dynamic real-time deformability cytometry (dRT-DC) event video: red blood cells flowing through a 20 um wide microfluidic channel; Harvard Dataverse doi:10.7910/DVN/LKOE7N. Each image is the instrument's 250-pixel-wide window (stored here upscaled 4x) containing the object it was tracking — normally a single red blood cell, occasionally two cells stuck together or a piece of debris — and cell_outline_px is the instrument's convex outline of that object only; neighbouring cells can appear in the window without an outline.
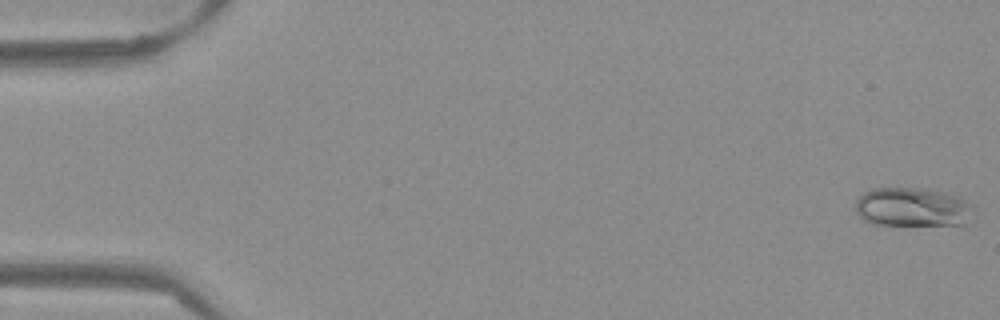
{"species": "Egyptian fruit bat (a non-hibernating species)", "species_latin": "Rousettus aegyptiacus", "temperature_condition": "warm", "stored_images_in_passage": 53, "camera_frame_rate_fps": 3000, "um_per_image_px": 0.085, "frame": {"image": 1, "passage_image": 1, "time_ms": 0.0, "image_size_px": [1000, 320], "cell_outline_px": [[968, 204], [964, 224], [872, 224], [864, 220], [856, 212], [856, 200], [864, 192], [872, 188], [920, 188], [944, 192], [960, 196]], "centroid_in_image_um": [77.42, 17.58], "position_along_channel_um": 7.6, "area_um2": 25.95}}
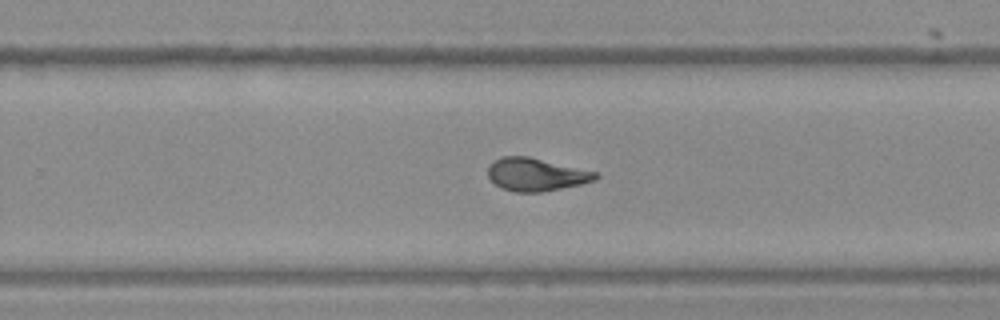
{"frame": {"image": 2, "passage_image": 34, "time_ms": 11.0, "image_size_px": [1000, 320], "cell_outline_px": [[600, 176], [596, 180], [580, 184], [540, 192], [516, 192], [500, 188], [488, 176], [488, 164], [492, 160], [500, 156], [528, 156], [600, 172]], "centroid_in_image_um": [45.57, 14.81], "position_along_channel_um": 284.2, "area_um2": 20.87}}
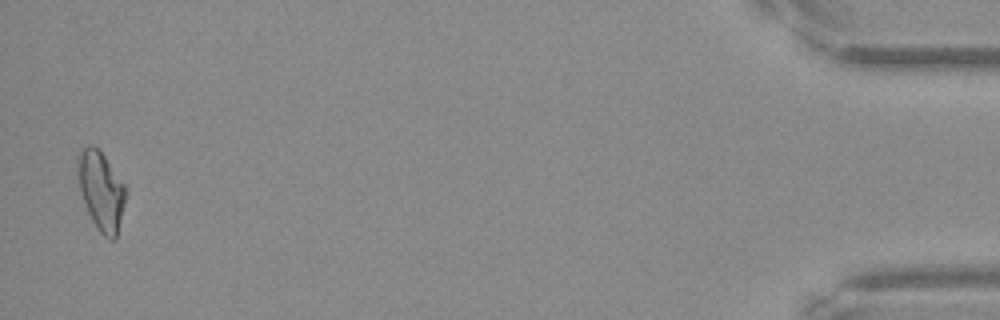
{"frame": {"image": 3, "passage_image": 52, "time_ms": 17.0, "image_size_px": [1000, 320], "cell_outline_px": [[128, 192], [116, 240], [108, 240], [100, 232], [92, 220], [84, 204], [76, 172], [76, 156], [88, 144], [92, 144], [104, 156], [128, 188]], "centroid_in_image_um": [8.61, 16.23], "position_along_channel_um": 426.6, "area_um2": 22.43}, "authors_computed_cell_mechanics": {"area_um2": 21.0392, "velocity_mm_per_s": 3.8564, "shape_relaxation_time_tau1_ms": 8.0639, "shape_relaxation_time_tau2_ms": 1.6106, "deformation_change_tau1": 0.225, "deformation_change_tau2": 0.0663}}